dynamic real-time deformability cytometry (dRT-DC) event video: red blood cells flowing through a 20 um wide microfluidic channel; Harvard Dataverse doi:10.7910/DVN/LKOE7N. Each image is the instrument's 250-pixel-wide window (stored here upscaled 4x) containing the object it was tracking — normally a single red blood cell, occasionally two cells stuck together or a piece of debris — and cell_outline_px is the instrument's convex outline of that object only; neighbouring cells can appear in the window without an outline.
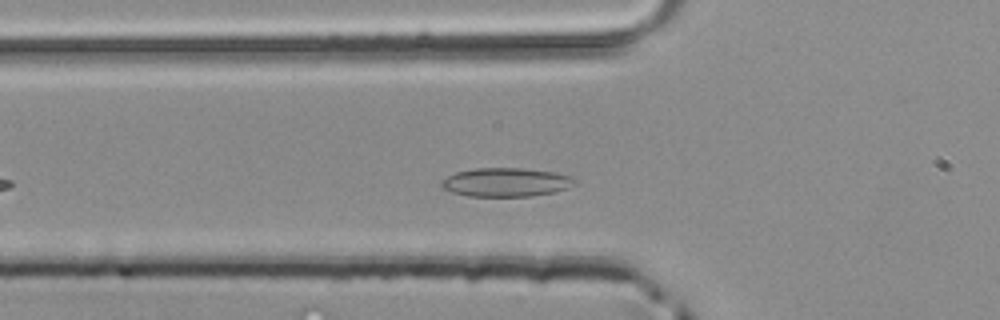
{"species": "common noctule bat (a hibernating species)", "species_latin": "Nyctalus noctula", "temperature_condition": "room temperature", "stored_images_in_passage": 34, "camera_frame_rate_fps": 3000, "um_per_image_px": 0.085, "animal": {"sex": "male", "body_mass_g": 20.4}, "frame": {"image": 1, "passage_image": 7, "time_ms": 2.0, "image_size_px": [1000, 320], "cell_outline_px": [[580, 180], [576, 184], [568, 188], [556, 192], [532, 196], [468, 196], [452, 192], [444, 188], [440, 184], [448, 176], [456, 172], [476, 168], [520, 168], [552, 172], [572, 176]], "centroid_in_image_um": [43.09, 15.49], "position_along_channel_um": 82.7, "area_um2": 22.37}}
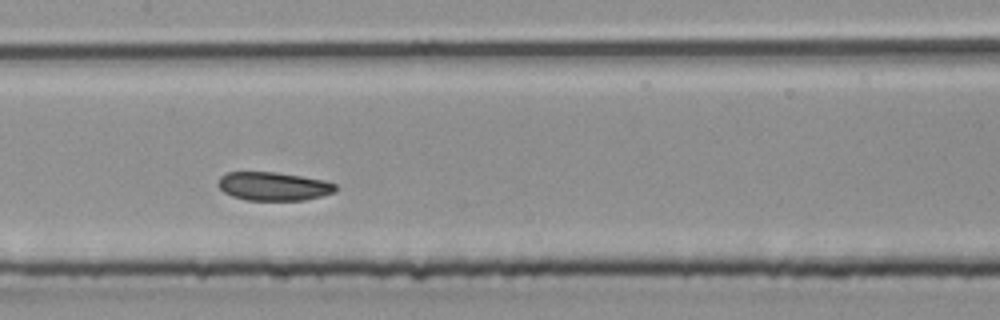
{"frame": {"image": 2, "passage_image": 14, "time_ms": 4.333, "image_size_px": [1000, 320], "cell_outline_px": [[336, 192], [304, 200], [248, 200], [232, 196], [224, 192], [216, 184], [220, 176], [228, 172], [276, 172], [324, 180], [336, 184]], "centroid_in_image_um": [23.23, 15.83], "position_along_channel_um": 184.2, "area_um2": 19.48}}
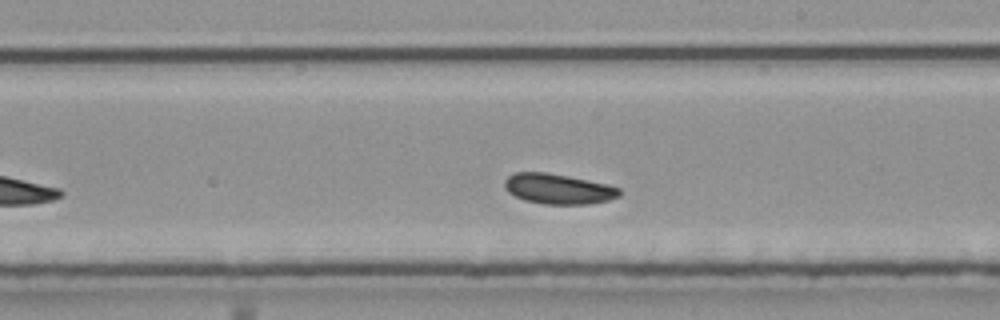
{"frame": {"image": 3, "passage_image": 18, "time_ms": 5.667, "image_size_px": [1000, 320], "cell_outline_px": [[620, 196], [608, 200], [588, 204], [544, 204], [524, 200], [508, 192], [504, 188], [504, 180], [508, 176], [516, 172], [548, 172], [608, 184], [620, 188]], "centroid_in_image_um": [47.44, 16.05], "position_along_channel_um": 241.6, "area_um2": 20.29}}